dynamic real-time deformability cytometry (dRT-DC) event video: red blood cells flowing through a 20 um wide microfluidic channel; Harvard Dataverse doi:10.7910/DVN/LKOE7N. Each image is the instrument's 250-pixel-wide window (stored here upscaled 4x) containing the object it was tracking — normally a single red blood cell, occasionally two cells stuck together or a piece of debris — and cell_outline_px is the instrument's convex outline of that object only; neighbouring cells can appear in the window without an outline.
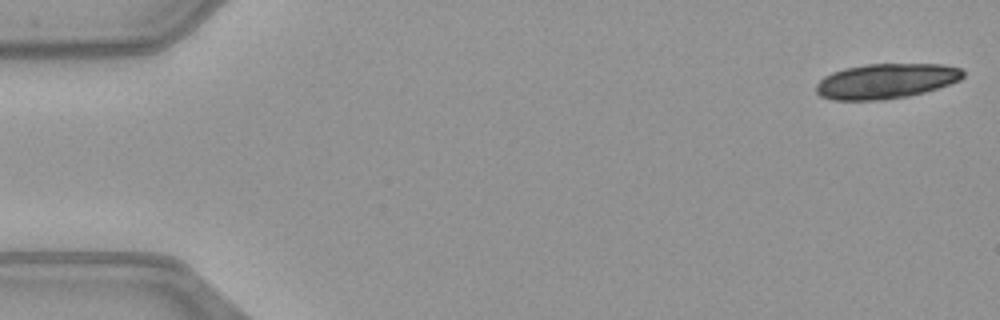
{"species": "common noctule bat (a hibernating species)", "species_latin": "Nyctalus noctula", "temperature_condition": "warm", "stored_images_in_passage": 21, "camera_frame_rate_fps": 3000, "um_per_image_px": 0.085, "animal": {"sex": "female", "body_mass_g": 21.9}, "frame": {"image": 1, "passage_image": 1, "time_ms": 0.0, "image_size_px": [1000, 320], "cell_outline_px": [[964, 76], [960, 80], [924, 92], [908, 96], [884, 100], [832, 100], [820, 96], [816, 92], [816, 84], [824, 76], [832, 72], [844, 68], [868, 64], [940, 64], [960, 68], [964, 72]], "centroid_in_image_um": [75.28, 6.89], "position_along_channel_um": 9.7, "area_um2": 30.0}}
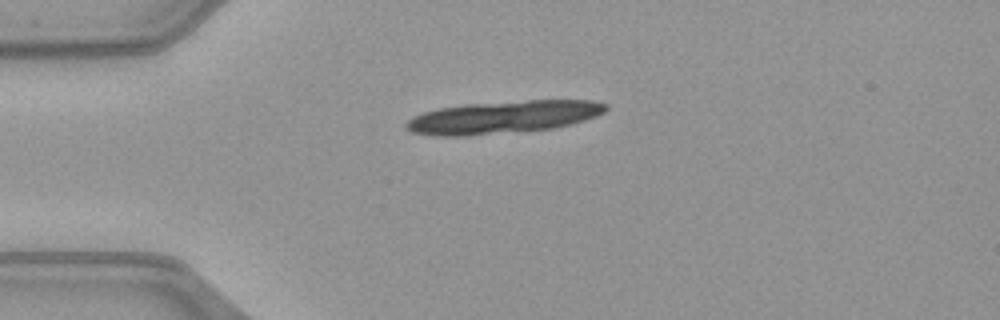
{"frame": {"image": 2, "passage_image": 12, "time_ms": 3.667, "image_size_px": [1000, 320], "cell_outline_px": [[608, 108], [604, 112], [596, 116], [584, 120], [556, 128], [468, 136], [436, 136], [412, 132], [404, 128], [404, 124], [412, 116], [424, 112], [440, 108], [464, 104], [528, 100], [592, 100], [608, 104]], "centroid_in_image_um": [42.76, 9.96], "position_along_channel_um": 42.2, "area_um2": 38.09}}